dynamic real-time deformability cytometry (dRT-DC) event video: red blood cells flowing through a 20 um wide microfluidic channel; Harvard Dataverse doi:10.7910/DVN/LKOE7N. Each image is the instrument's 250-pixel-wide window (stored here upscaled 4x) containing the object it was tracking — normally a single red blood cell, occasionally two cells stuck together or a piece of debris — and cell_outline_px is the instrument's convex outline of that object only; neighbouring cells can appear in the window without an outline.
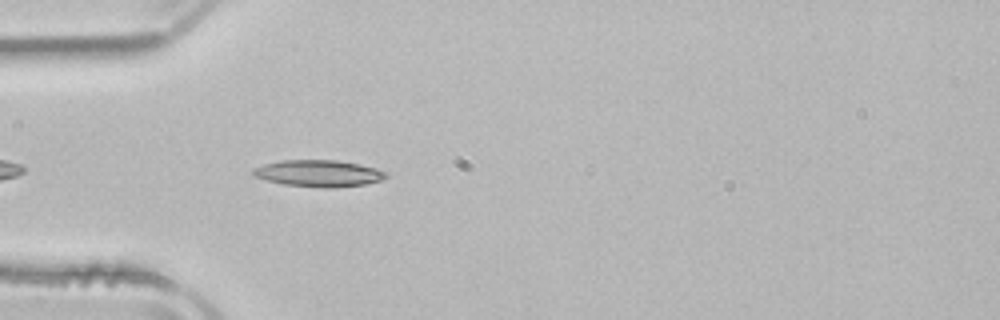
{"species": "common noctule bat (a hibernating species)", "species_latin": "Nyctalus noctula", "temperature_condition": "room temperature", "stored_images_in_passage": 9, "camera_frame_rate_fps": 3000, "um_per_image_px": 0.085, "animal": {"sex": "male", "body_mass_g": 21.5, "forearm_length_mm": 52.0}, "frame": {"image": 1, "passage_image": 3, "time_ms": 0.667, "image_size_px": [1000, 320], "cell_outline_px": [[388, 176], [380, 180], [364, 184], [328, 188], [320, 188], [284, 184], [268, 180], [256, 176], [252, 172], [252, 168], [264, 164], [280, 160], [336, 160], [360, 164], [376, 168], [388, 172]], "centroid_in_image_um": [27.1, 14.73], "position_along_channel_um": 57.9, "area_um2": 20.58}}
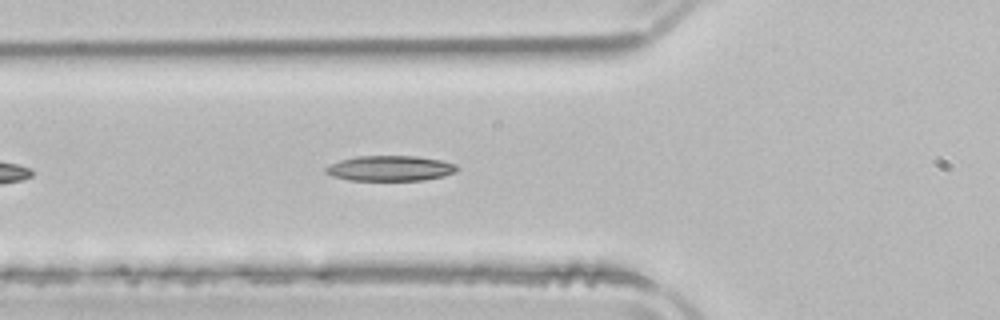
{"frame": {"image": 2, "passage_image": 6, "time_ms": 1.667, "image_size_px": [1000, 320], "cell_outline_px": [[460, 168], [456, 172], [444, 176], [424, 180], [348, 180], [332, 176], [324, 172], [324, 168], [328, 164], [340, 160], [356, 156], [416, 156], [440, 160], [456, 164]], "centroid_in_image_um": [33.15, 14.3], "position_along_channel_um": 92.7, "area_um2": 19.54}}